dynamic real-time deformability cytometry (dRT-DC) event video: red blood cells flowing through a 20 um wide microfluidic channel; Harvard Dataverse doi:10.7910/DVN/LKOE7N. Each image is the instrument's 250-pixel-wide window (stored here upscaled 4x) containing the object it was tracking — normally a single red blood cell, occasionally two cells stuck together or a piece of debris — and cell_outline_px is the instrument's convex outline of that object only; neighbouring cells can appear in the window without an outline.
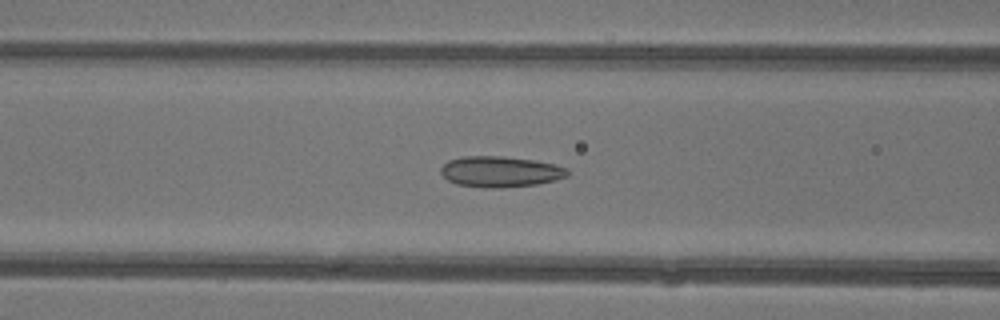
{"species": "common noctule bat (a hibernating species)", "species_latin": "Nyctalus noctula", "temperature_condition": "warm", "stored_images_in_passage": 42, "camera_frame_rate_fps": 3000, "um_per_image_px": 0.085, "animal": {"sex": "female"}, "frame": {"image": 1, "passage_image": 19, "time_ms": 6.0, "image_size_px": [1000, 320], "cell_outline_px": [[568, 176], [556, 180], [536, 184], [500, 188], [484, 188], [456, 184], [448, 180], [440, 172], [440, 168], [448, 160], [464, 156], [504, 156], [532, 160], [556, 164], [568, 168]], "centroid_in_image_um": [42.53, 14.59], "position_along_channel_um": 124.1, "area_um2": 22.89}}
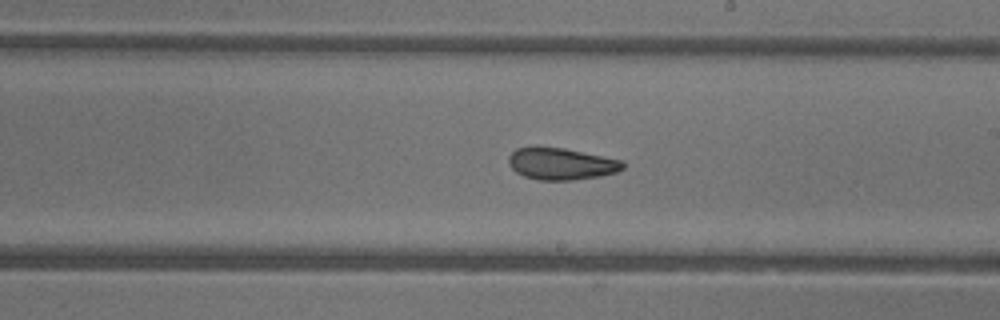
{"frame": {"image": 2, "passage_image": 27, "time_ms": 8.667, "image_size_px": [1000, 320], "cell_outline_px": [[624, 168], [616, 172], [600, 176], [572, 180], [540, 180], [524, 176], [516, 172], [508, 164], [508, 156], [516, 148], [564, 148], [624, 160]], "centroid_in_image_um": [47.73, 13.93], "position_along_channel_um": 241.3, "area_um2": 21.04}}
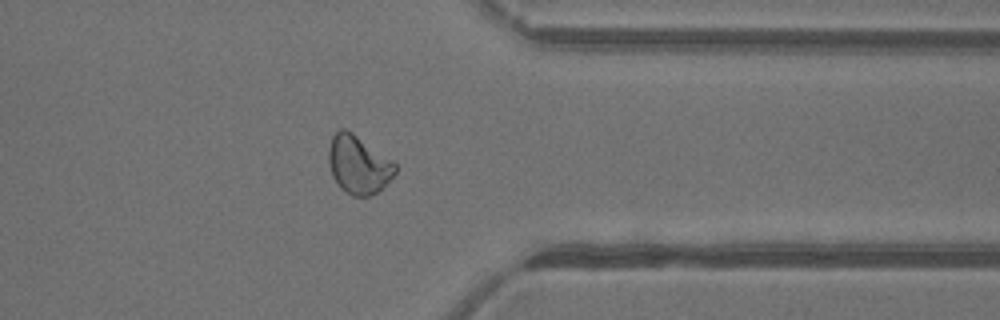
{"frame": {"image": 3, "passage_image": 37, "time_ms": 12.0, "image_size_px": [1000, 320], "cell_outline_px": [[396, 172], [376, 192], [368, 196], [352, 196], [340, 188], [332, 176], [328, 160], [328, 148], [332, 136], [340, 128], [344, 128], [352, 132], [392, 160], [396, 164]], "centroid_in_image_um": [30.43, 13.98], "position_along_channel_um": 381.0, "area_um2": 22.37}, "authors_computed_cell_mechanics": {"area_um2": 22.4264, "velocity_mm_per_s": 4.397, "shape_relaxation_time_tau1_ms": null, "shape_relaxation_time_tau2_ms": 2.5965, "deformation_change_tau1": null, "deformation_change_tau2": 0.0872}}